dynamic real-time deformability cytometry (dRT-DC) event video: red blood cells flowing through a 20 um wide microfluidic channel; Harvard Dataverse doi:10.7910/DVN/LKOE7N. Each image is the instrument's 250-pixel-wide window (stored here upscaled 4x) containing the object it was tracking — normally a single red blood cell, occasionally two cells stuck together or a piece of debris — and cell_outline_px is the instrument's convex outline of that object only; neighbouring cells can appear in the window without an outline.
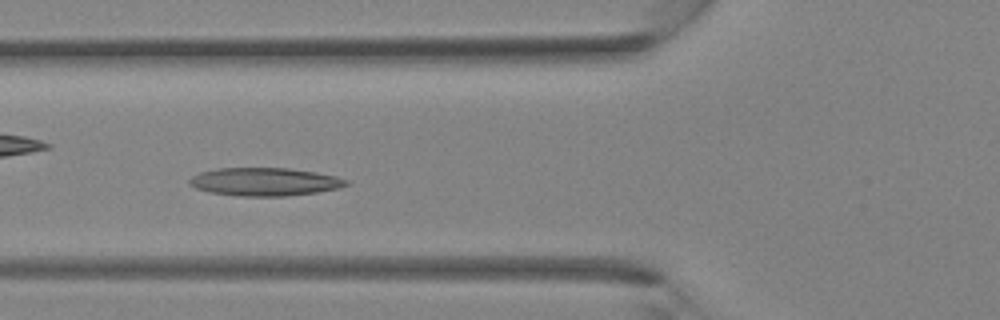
{"species": "Egyptian fruit bat (a non-hibernating species)", "species_latin": "Rousettus aegyptiacus", "temperature_condition": "room temperature", "stored_images_in_passage": 26, "camera_frame_rate_fps": 3000, "um_per_image_px": 0.085, "animal": {"sex": "female"}, "frame": {"image": 1, "passage_image": 3, "time_ms": 0.667, "image_size_px": [1000, 320], "cell_outline_px": [[348, 184], [340, 188], [316, 192], [284, 196], [240, 196], [208, 192], [196, 188], [188, 184], [188, 180], [192, 176], [200, 172], [216, 168], [288, 168], [336, 176], [348, 180]], "centroid_in_image_um": [22.45, 15.45], "position_along_channel_um": 103.3, "area_um2": 25.61}}
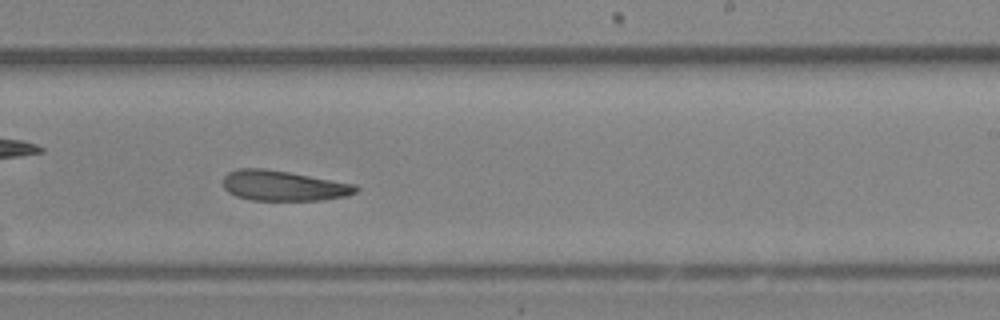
{"frame": {"image": 2, "passage_image": 12, "time_ms": 3.667, "image_size_px": [1000, 320], "cell_outline_px": [[360, 188], [356, 192], [348, 196], [324, 200], [252, 200], [236, 196], [228, 192], [224, 188], [224, 176], [228, 172], [240, 168], [264, 168], [288, 172], [356, 184]], "centroid_in_image_um": [24.12, 15.79], "position_along_channel_um": 264.9, "area_um2": 23.47}}
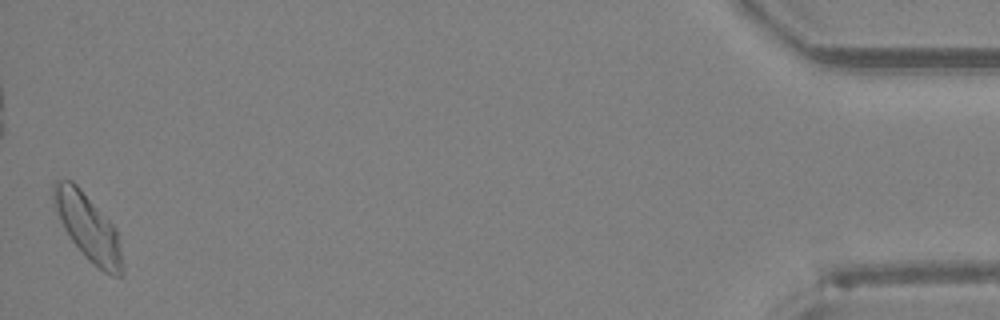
{"frame": {"image": 3, "passage_image": 26, "time_ms": 8.333, "image_size_px": [1000, 320], "cell_outline_px": [[124, 272], [120, 276], [112, 276], [104, 272], [88, 260], [84, 256], [72, 240], [64, 228], [52, 204], [52, 184], [56, 180], [72, 180], [80, 188], [116, 228], [120, 240]], "centroid_in_image_um": [7.48, 19.32], "position_along_channel_um": 427.7, "area_um2": 26.7}}